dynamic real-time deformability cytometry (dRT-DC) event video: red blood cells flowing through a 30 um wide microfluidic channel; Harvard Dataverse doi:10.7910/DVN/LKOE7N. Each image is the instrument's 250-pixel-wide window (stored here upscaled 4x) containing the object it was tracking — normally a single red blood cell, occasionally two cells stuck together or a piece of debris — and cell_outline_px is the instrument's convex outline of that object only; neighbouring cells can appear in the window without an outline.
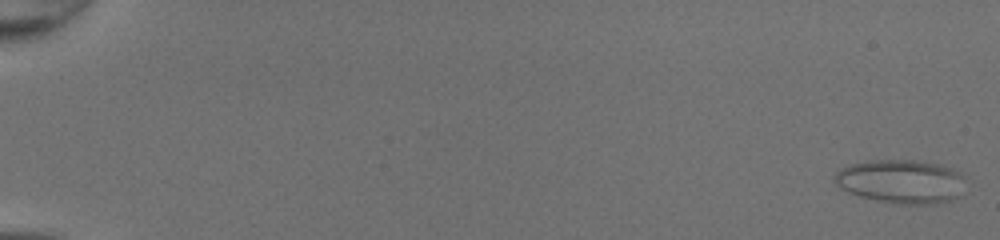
{"species": "common noctule bat (a hibernating species)", "species_latin": "Nyctalus noctula", "temperature_condition": "room temperature", "stored_images_in_passage": 21, "camera_frame_rate_fps": 3000, "um_per_image_px": 0.085, "animal": {"sex": "female", "body_mass_g": 20.0, "forearm_length_mm": 54.0}, "frame": {"image": 1, "passage_image": 1, "time_ms": 0.0, "image_size_px": [1000, 240], "cell_outline_px": [[964, 196], [952, 200], [936, 204], [900, 204], [860, 196], [840, 188], [832, 180], [832, 176], [840, 168], [852, 164], [872, 160], [920, 160], [936, 164], [960, 172], [964, 176]], "centroid_in_image_um": [76.63, 15.43], "position_along_channel_um": 8.4, "area_um2": 33.64}}